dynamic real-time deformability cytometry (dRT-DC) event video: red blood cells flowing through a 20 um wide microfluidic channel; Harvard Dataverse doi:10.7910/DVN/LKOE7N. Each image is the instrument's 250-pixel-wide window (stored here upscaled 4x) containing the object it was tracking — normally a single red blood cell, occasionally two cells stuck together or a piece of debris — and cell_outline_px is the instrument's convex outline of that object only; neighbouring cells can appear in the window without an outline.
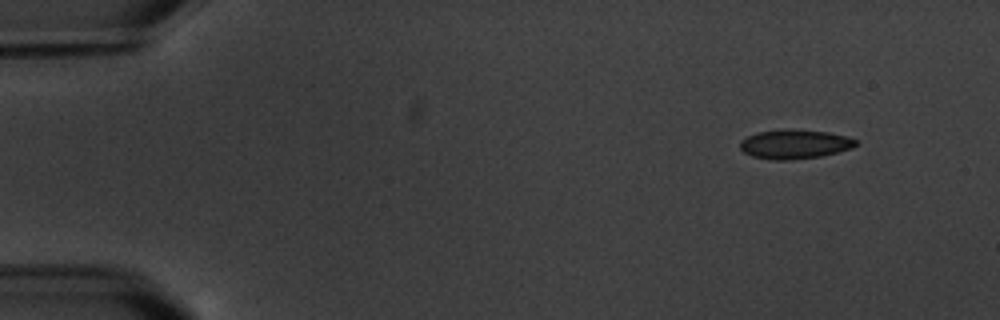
{"species": "common noctule bat (a hibernating species)", "species_latin": "Nyctalus noctula", "temperature_condition": "warm", "stored_images_in_passage": 4, "camera_frame_rate_fps": 3000, "um_per_image_px": 0.085, "animal": {"sex": "male", "body_mass_g": 20.1, "forearm_length_mm": 53.5}, "frame": {"image": 1, "passage_image": 1, "time_ms": 0.0, "image_size_px": [1000, 320], "cell_outline_px": [[860, 144], [852, 148], [820, 156], [788, 160], [776, 160], [752, 156], [744, 152], [740, 148], [740, 140], [756, 132], [780, 128], [792, 128], [828, 132], [848, 136], [860, 140]], "centroid_in_image_um": [67.58, 12.22], "position_along_channel_um": 17.4, "area_um2": 20.11}}
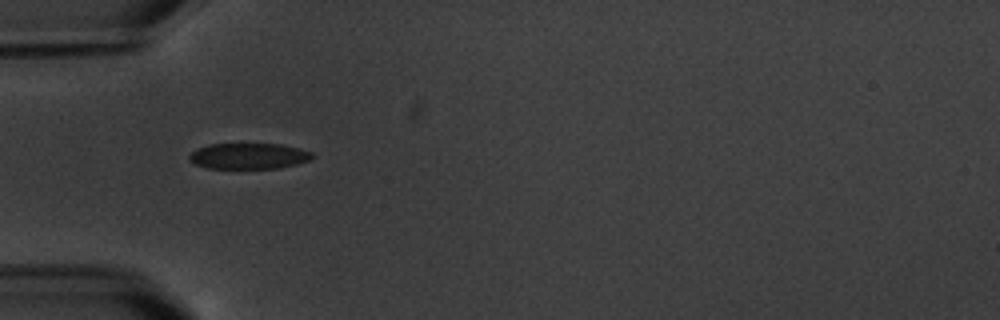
{"frame": {"image": 2, "passage_image": 4, "time_ms": 4.333, "image_size_px": [1000, 320], "cell_outline_px": [[316, 156], [312, 160], [280, 168], [208, 168], [196, 164], [188, 160], [188, 156], [192, 152], [208, 144], [280, 144], [300, 148], [312, 152]], "centroid_in_image_um": [21.2, 13.26], "position_along_channel_um": 63.8, "area_um2": 18.61}}